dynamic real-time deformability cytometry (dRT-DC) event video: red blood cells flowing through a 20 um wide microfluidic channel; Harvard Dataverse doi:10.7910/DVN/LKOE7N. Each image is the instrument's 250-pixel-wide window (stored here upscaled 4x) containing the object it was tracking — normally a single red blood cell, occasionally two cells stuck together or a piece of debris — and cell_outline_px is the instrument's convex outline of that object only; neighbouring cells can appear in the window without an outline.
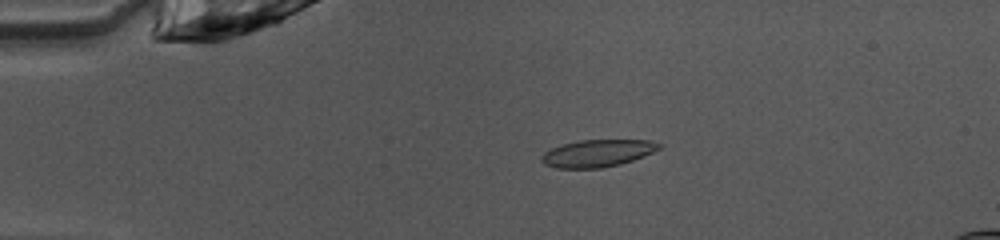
{"species": "common noctule bat (a hibernating species)", "species_latin": "Nyctalus noctula", "temperature_condition": "warm", "stored_images_in_passage": 50, "camera_frame_rate_fps": 3000, "um_per_image_px": 0.085, "animal": {"sex": "female", "body_mass_g": 10.0, "forearm_length_mm": 53.1}, "frame": {"image": 1, "passage_image": 11, "time_ms": 3.333, "image_size_px": [1000, 240], "cell_outline_px": [[660, 148], [644, 156], [620, 164], [600, 168], [556, 168], [544, 164], [540, 160], [540, 156], [544, 152], [560, 144], [580, 140], [648, 140], [660, 144]], "centroid_in_image_um": [50.72, 13.02], "position_along_channel_um": 34.3, "area_um2": 18.61}}
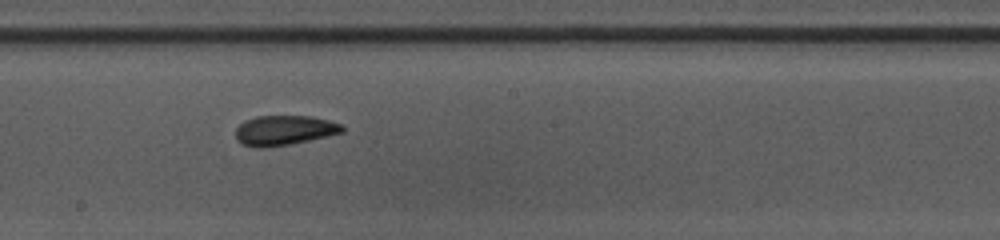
{"frame": {"image": 2, "passage_image": 28, "time_ms": 9.0, "image_size_px": [1000, 240], "cell_outline_px": [[344, 132], [328, 136], [288, 144], [264, 148], [256, 148], [240, 144], [236, 140], [236, 128], [244, 120], [256, 116], [312, 116], [344, 124]], "centroid_in_image_um": [24.15, 11.08], "position_along_channel_um": 224.1, "area_um2": 18.73}}
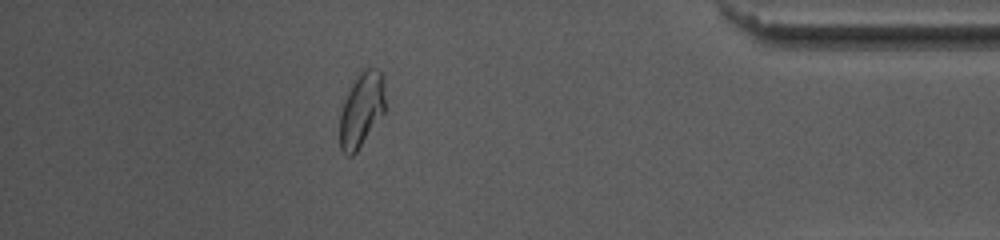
{"frame": {"image": 3, "passage_image": 44, "time_ms": 14.333, "image_size_px": [1000, 240], "cell_outline_px": [[384, 112], [356, 152], [352, 156], [348, 156], [340, 148], [340, 112], [348, 92], [360, 68], [376, 68], [380, 72], [384, 96]], "centroid_in_image_um": [30.7, 9.32], "position_along_channel_um": 404.5, "area_um2": 19.31}, "authors_computed_cell_mechanics": {"area_um2": 18.4671, "velocity_mm_per_s": 4.052, "shape_relaxation_time_tau1_ms": 3.9366, "shape_relaxation_time_tau2_ms": 1.4261, "deformation_change_tau1": 0.1289, "deformation_change_tau2": 0.0718}}